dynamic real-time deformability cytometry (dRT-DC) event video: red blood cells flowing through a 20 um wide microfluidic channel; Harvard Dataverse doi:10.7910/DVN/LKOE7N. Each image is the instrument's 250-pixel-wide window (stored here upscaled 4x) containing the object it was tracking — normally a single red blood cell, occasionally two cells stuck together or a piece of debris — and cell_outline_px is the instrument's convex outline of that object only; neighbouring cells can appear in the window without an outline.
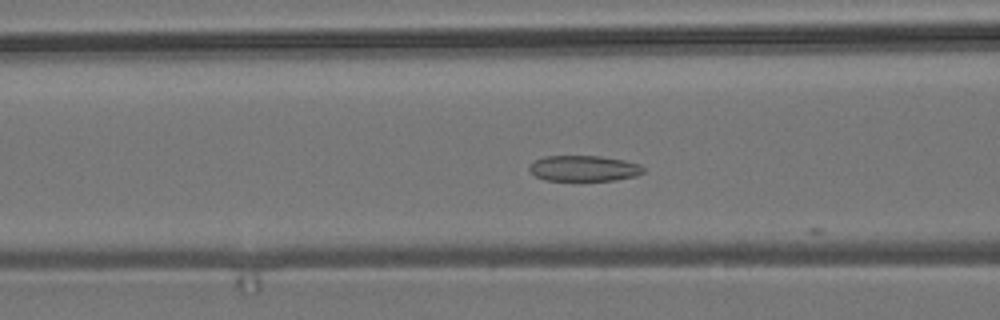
{"species": "common noctule bat (a hibernating species)", "species_latin": "Nyctalus noctula", "temperature_condition": "room temperature", "stored_images_in_passage": 7, "camera_frame_rate_fps": 3000, "um_per_image_px": 0.085, "animal": {"sex": "male", "body_mass_g": 19.2, "forearm_length_mm": 51.8}, "frame": {"image": 1, "passage_image": 5, "time_ms": 1.333, "image_size_px": [1000, 320], "cell_outline_px": [[644, 172], [636, 176], [616, 180], [544, 180], [528, 172], [528, 168], [536, 160], [544, 156], [600, 156], [624, 160], [640, 164], [644, 168]], "centroid_in_image_um": [49.63, 14.31], "position_along_channel_um": 117.0, "area_um2": 17.11}}